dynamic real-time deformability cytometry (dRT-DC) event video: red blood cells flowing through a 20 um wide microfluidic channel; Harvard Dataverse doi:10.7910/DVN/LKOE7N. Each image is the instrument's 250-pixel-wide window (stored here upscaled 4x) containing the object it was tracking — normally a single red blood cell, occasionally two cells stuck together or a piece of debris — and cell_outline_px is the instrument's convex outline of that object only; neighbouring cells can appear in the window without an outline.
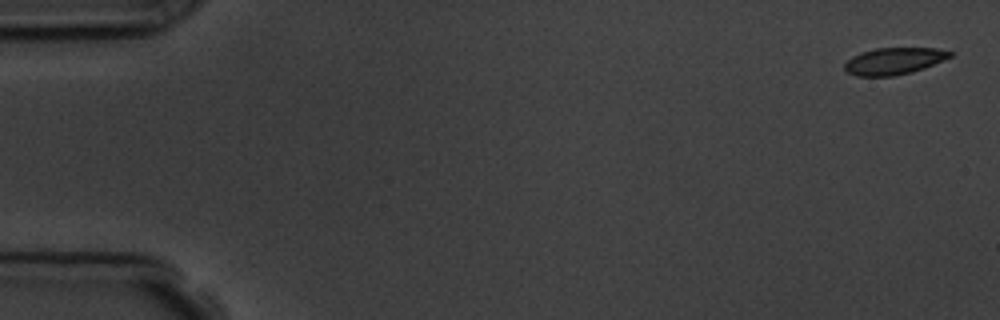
{"species": "common noctule bat (a hibernating species)", "species_latin": "Nyctalus noctula", "temperature_condition": "room temperature", "stored_images_in_passage": 5, "camera_frame_rate_fps": 3000, "um_per_image_px": 0.085, "animal": {"sex": "male", "body_mass_g": 19.5, "forearm_length_mm": 54.6}, "frame": {"image": 1, "passage_image": 1, "time_ms": 0.0, "image_size_px": [1000, 320], "cell_outline_px": [[956, 52], [952, 56], [924, 68], [912, 72], [892, 76], [856, 76], [844, 72], [844, 64], [852, 56], [860, 52], [876, 48], [936, 48]], "centroid_in_image_um": [75.97, 5.19], "position_along_channel_um": 9.0, "area_um2": 16.65}}
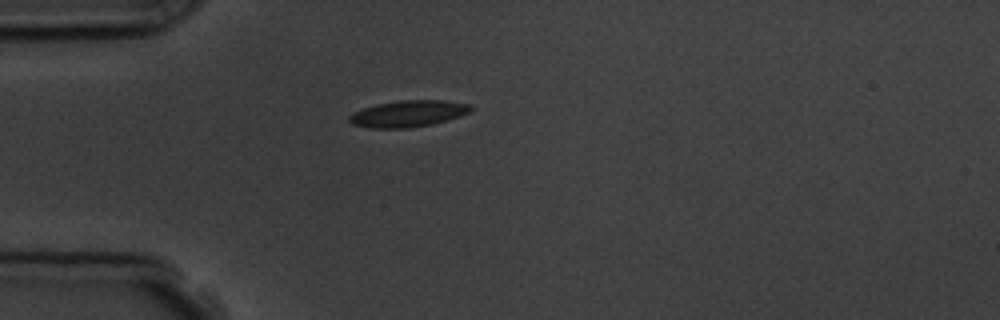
{"frame": {"image": 2, "passage_image": 5, "time_ms": 4.667, "image_size_px": [1000, 320], "cell_outline_px": [[472, 112], [460, 116], [432, 124], [408, 128], [368, 128], [352, 124], [348, 120], [348, 116], [364, 108], [376, 104], [400, 100], [444, 100], [472, 104]], "centroid_in_image_um": [34.73, 9.66], "position_along_channel_um": 50.3, "area_um2": 18.84}}